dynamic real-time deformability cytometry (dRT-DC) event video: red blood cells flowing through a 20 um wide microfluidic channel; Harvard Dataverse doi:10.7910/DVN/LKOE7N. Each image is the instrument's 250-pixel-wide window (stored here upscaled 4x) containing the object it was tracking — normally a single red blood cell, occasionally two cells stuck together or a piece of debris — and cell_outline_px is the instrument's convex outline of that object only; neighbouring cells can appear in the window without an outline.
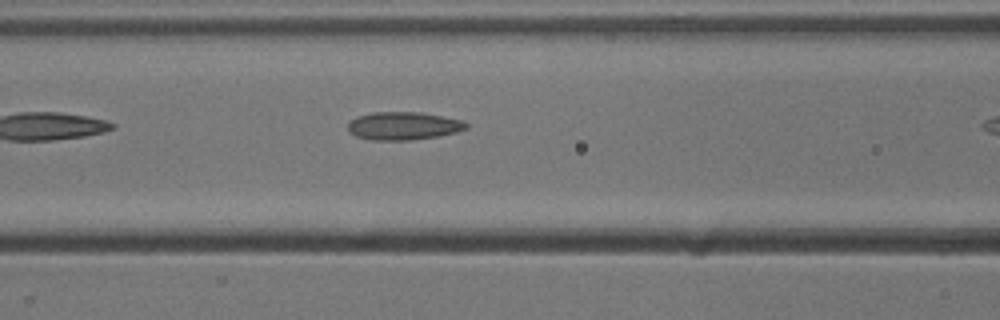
{"species": "common noctule bat (a hibernating species)", "species_latin": "Nyctalus noctula", "temperature_condition": "cold", "stored_images_in_passage": 14, "camera_frame_rate_fps": 3000, "um_per_image_px": 0.085, "animal": {"sex": "male", "body_mass_g": 13.3}, "frame": {"image": 1, "passage_image": 7, "time_ms": 2.0, "image_size_px": [1000, 320], "cell_outline_px": [[468, 128], [456, 132], [436, 136], [412, 140], [372, 140], [356, 136], [348, 132], [348, 120], [356, 116], [372, 112], [420, 112], [464, 120], [468, 124]], "centroid_in_image_um": [34.26, 10.69], "position_along_channel_um": 132.3, "area_um2": 19.48}}